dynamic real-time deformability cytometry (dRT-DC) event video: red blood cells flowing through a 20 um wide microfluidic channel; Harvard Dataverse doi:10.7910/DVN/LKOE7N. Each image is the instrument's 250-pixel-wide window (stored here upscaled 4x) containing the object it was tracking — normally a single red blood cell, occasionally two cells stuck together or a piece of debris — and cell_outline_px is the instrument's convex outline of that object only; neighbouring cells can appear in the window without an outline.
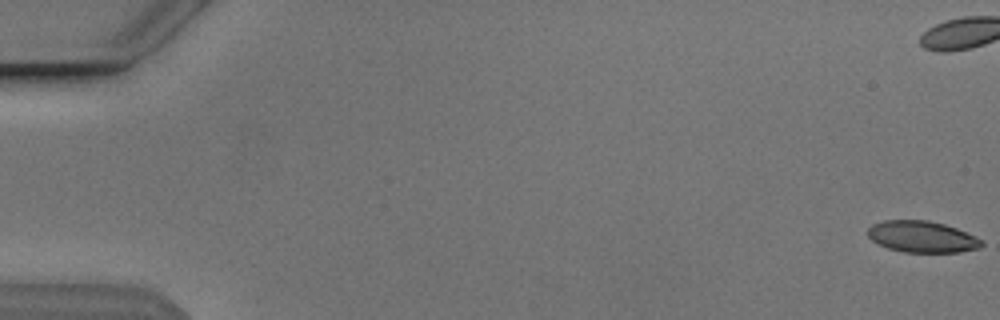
{"species": "Egyptian fruit bat (a non-hibernating species)", "species_latin": "Rousettus aegyptiacus", "temperature_condition": "cold", "stored_images_in_passage": 55, "camera_frame_rate_fps": 3000, "um_per_image_px": 0.085, "animal": {"sex": "male"}, "frame": {"image": 1, "passage_image": 1, "time_ms": 0.0, "image_size_px": [1000, 320], "cell_outline_px": [[984, 244], [980, 248], [960, 252], [904, 252], [888, 248], [872, 240], [868, 236], [868, 228], [872, 224], [884, 220], [928, 220], [944, 224], [956, 228], [980, 240]], "centroid_in_image_um": [78.35, 20.12], "position_along_channel_um": 6.7, "area_um2": 20.63}}
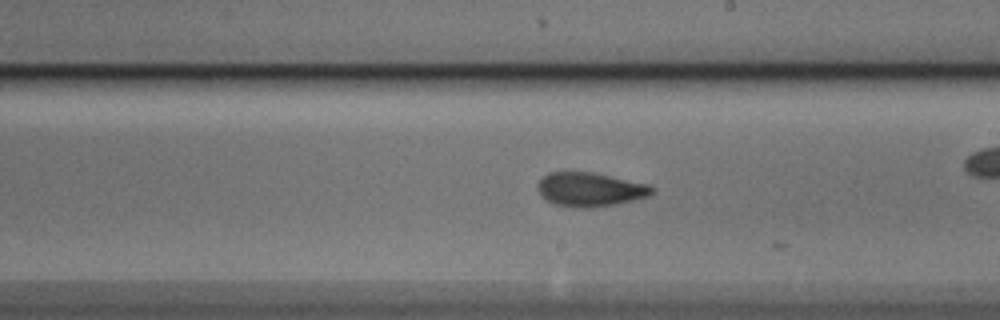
{"frame": {"image": 2, "passage_image": 32, "time_ms": 10.333, "image_size_px": [1000, 320], "cell_outline_px": [[652, 192], [648, 196], [616, 204], [592, 208], [572, 208], [552, 204], [536, 188], [540, 180], [548, 172], [592, 172], [648, 184], [652, 188]], "centroid_in_image_um": [50.12, 16.11], "position_along_channel_um": 238.9, "area_um2": 22.48}, "authors_computed_cell_mechanics": {"area_um2": 21.9062, "velocity_mm_per_s": 3.8335, "shape_relaxation_time_tau1_ms": 4.1033, "shape_relaxation_time_tau2_ms": 1.6373, "deformation_change_tau1": 0.1378, "deformation_change_tau2": 0.0801}}